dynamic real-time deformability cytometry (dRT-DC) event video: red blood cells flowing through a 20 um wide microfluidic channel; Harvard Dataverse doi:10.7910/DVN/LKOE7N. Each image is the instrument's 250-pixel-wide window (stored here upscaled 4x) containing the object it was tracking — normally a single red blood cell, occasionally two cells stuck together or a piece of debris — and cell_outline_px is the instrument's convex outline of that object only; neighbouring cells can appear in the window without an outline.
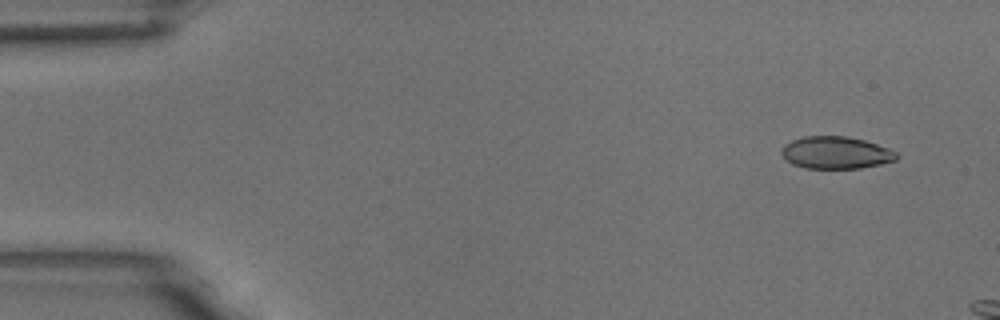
{"species": "common noctule bat (a hibernating species)", "species_latin": "Nyctalus noctula", "temperature_condition": "room temperature", "stored_images_in_passage": 3, "camera_frame_rate_fps": 3000, "um_per_image_px": 0.085, "animal": {"sex": "male", "body_mass_g": 18.8}, "frame": {"image": 1, "passage_image": 1, "time_ms": 0.0, "image_size_px": [1000, 320], "cell_outline_px": [[900, 156], [896, 160], [880, 164], [860, 168], [804, 168], [792, 164], [780, 152], [784, 144], [792, 140], [804, 136], [848, 136], [864, 140], [888, 148], [896, 152]], "centroid_in_image_um": [71.05, 12.97], "position_along_channel_um": 13.9, "area_um2": 21.62}}